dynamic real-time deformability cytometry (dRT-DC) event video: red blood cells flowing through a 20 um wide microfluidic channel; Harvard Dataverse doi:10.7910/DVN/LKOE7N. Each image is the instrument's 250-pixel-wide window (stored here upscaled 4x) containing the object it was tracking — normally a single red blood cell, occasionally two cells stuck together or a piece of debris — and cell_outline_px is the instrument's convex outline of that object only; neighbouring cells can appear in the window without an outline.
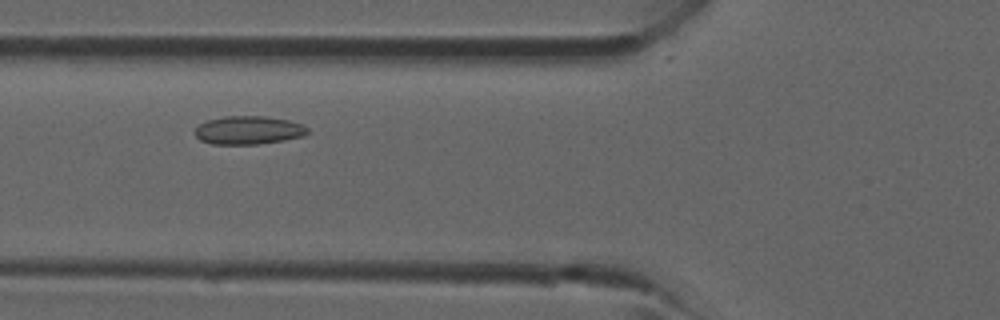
{"species": "common noctule bat (a hibernating species)", "species_latin": "Nyctalus noctula", "temperature_condition": "room temperature", "stored_images_in_passage": 3, "camera_frame_rate_fps": 3000, "um_per_image_px": 0.085, "animal": {"sex": "male", "forearm_length_mm": 52.5}, "frame": {"image": 1, "passage_image": 3, "time_ms": 2.333, "image_size_px": [1000, 320], "cell_outline_px": [[308, 132], [304, 136], [284, 140], [260, 144], [212, 144], [200, 140], [196, 136], [196, 128], [200, 124], [208, 120], [224, 116], [264, 116], [288, 120], [300, 124], [308, 128]], "centroid_in_image_um": [21.12, 11.07], "position_along_channel_um": 104.7, "area_um2": 18.5}}